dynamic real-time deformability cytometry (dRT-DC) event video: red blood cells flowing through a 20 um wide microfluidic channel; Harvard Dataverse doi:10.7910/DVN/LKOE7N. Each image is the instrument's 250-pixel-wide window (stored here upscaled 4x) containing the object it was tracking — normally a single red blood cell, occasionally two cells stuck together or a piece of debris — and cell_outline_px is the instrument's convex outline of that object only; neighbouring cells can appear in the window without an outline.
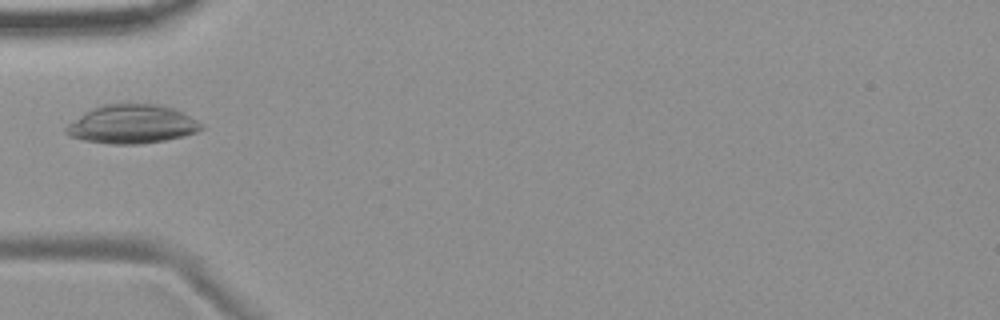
{"species": "common noctule bat (a hibernating species)", "species_latin": "Nyctalus noctula", "temperature_condition": "room temperature", "stored_images_in_passage": 5, "camera_frame_rate_fps": 3000, "um_per_image_px": 0.085, "animal": {"sex": "female", "body_mass_g": 19.9}, "frame": {"image": 1, "passage_image": 5, "time_ms": 5.667, "image_size_px": [1000, 320], "cell_outline_px": [[204, 128], [196, 132], [184, 136], [164, 140], [140, 144], [108, 144], [84, 140], [68, 136], [64, 132], [64, 128], [68, 124], [84, 112], [100, 104], [160, 104], [176, 108], [204, 124]], "centroid_in_image_um": [11.22, 10.55], "position_along_channel_um": 73.8, "area_um2": 30.87}}